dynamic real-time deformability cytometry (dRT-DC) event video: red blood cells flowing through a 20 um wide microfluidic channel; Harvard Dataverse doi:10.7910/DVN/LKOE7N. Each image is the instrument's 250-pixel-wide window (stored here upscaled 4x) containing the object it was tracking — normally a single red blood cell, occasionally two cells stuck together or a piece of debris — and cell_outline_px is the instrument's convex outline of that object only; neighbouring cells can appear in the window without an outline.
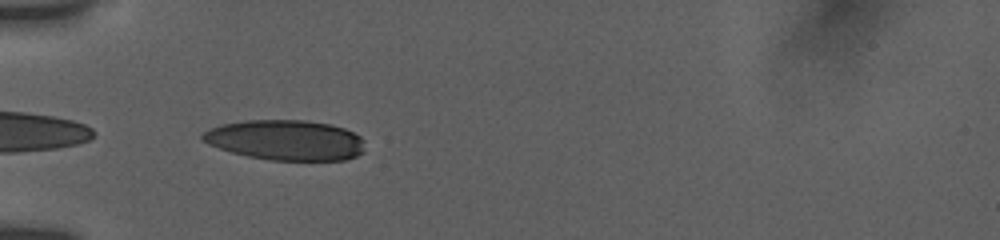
{"species": "human", "species_latin": "Homo sapiens", "temperature_condition": "room temperature", "stored_images_in_passage": 66, "camera_frame_rate_fps": 3000, "um_per_image_px": 0.085, "donor": {"sex": "female"}, "frame": {"image": 1, "passage_image": 3, "time_ms": 0.333, "image_size_px": [1000, 240], "cell_outline_px": [[364, 152], [348, 160], [272, 160], [248, 156], [232, 152], [220, 148], [204, 140], [200, 136], [204, 132], [212, 128], [224, 124], [248, 120], [308, 120], [328, 124], [344, 128], [360, 136], [364, 140]], "centroid_in_image_um": [24.35, 11.91], "position_along_channel_um": 60.6, "area_um2": 37.8}}
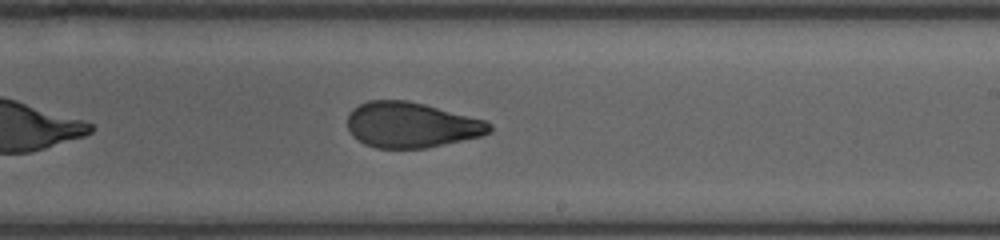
{"frame": {"image": 2, "passage_image": 31, "time_ms": 5.667, "image_size_px": [1000, 240], "cell_outline_px": [[492, 132], [480, 136], [424, 148], [376, 148], [364, 144], [352, 136], [348, 128], [348, 112], [352, 108], [368, 100], [408, 100], [424, 104], [484, 120], [492, 124]], "centroid_in_image_um": [34.92, 10.61], "position_along_channel_um": 254.1, "area_um2": 37.51}}
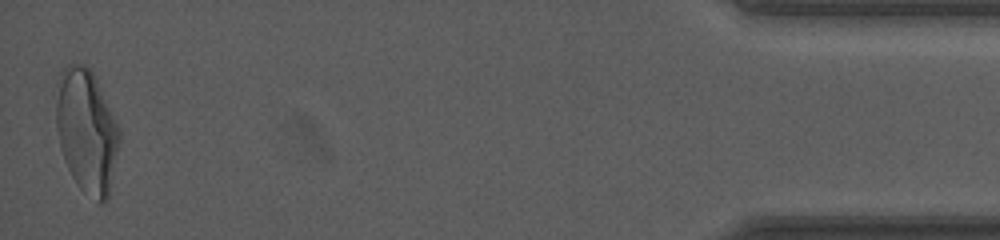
{"frame": {"image": 3, "passage_image": 66, "time_ms": 12.333, "image_size_px": [1000, 240], "cell_outline_px": [[120, 140], [108, 200], [100, 204], [84, 192], [80, 188], [72, 176], [64, 160], [60, 148], [56, 128], [56, 80], [60, 72], [68, 64], [84, 64], [92, 72], [120, 128]], "centroid_in_image_um": [7.35, 11.14], "position_along_channel_um": 427.9, "area_um2": 45.78}, "authors_computed_cell_mechanics": {"area_um2": 39.304, "velocity_mm_per_s": 3.7861, "shape_relaxation_time_tau1_ms": 10.2471, "shape_relaxation_time_tau2_ms": 1.5542, "deformation_change_tau1": 0.2612, "deformation_change_tau2": 0.0785}}